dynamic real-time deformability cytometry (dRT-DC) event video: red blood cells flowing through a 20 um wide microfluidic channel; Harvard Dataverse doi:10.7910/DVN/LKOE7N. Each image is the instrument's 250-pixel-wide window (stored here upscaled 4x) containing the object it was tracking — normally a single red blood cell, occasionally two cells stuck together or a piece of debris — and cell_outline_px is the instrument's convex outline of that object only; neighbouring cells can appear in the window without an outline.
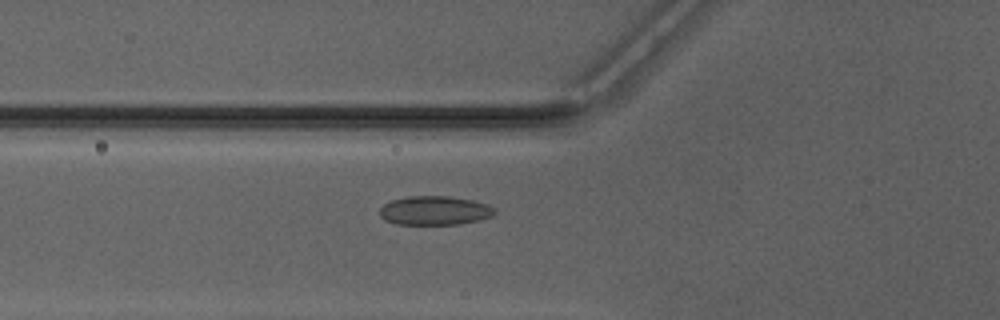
{"species": "Egyptian fruit bat (a non-hibernating species)", "species_latin": "Rousettus aegyptiacus", "temperature_condition": "warm", "stored_images_in_passage": 37, "camera_frame_rate_fps": 3000, "um_per_image_px": 0.085, "animal": {"sex": "male"}, "frame": {"image": 1, "passage_image": 6, "time_ms": 1.667, "image_size_px": [1000, 320], "cell_outline_px": [[496, 212], [492, 216], [480, 220], [460, 224], [396, 224], [384, 220], [380, 216], [380, 208], [384, 204], [392, 200], [404, 196], [448, 196], [472, 200], [488, 204], [496, 208]], "centroid_in_image_um": [36.96, 17.89], "position_along_channel_um": 88.8, "area_um2": 19.59}}
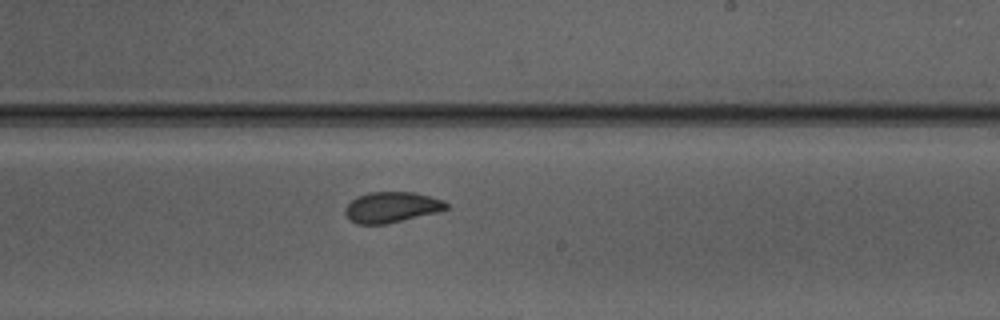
{"frame": {"image": 2, "passage_image": 18, "time_ms": 5.667, "image_size_px": [1000, 320], "cell_outline_px": [[448, 208], [436, 212], [388, 224], [356, 224], [348, 220], [344, 212], [344, 208], [356, 196], [368, 192], [416, 192], [444, 200], [448, 204]], "centroid_in_image_um": [33.25, 17.61], "position_along_channel_um": 255.7, "area_um2": 18.26}}
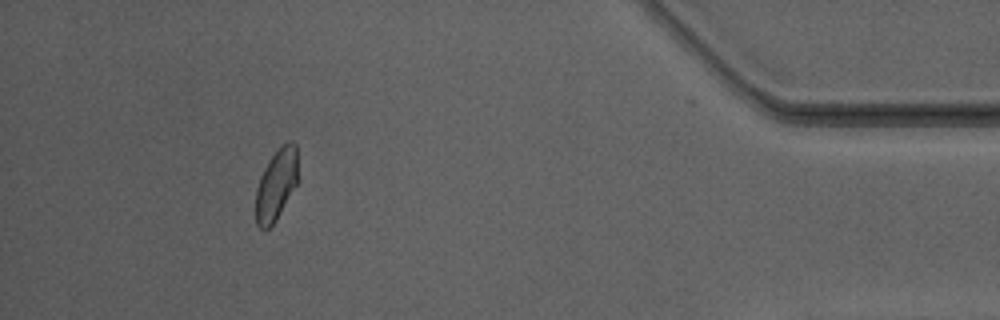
{"frame": {"image": 3, "passage_image": 33, "time_ms": 10.667, "image_size_px": [1000, 320], "cell_outline_px": [[296, 184], [276, 220], [268, 228], [260, 228], [256, 224], [256, 188], [260, 176], [264, 168], [272, 156], [288, 140], [292, 140], [296, 144]], "centroid_in_image_um": [23.45, 15.7], "position_along_channel_um": 411.7, "area_um2": 16.99}}